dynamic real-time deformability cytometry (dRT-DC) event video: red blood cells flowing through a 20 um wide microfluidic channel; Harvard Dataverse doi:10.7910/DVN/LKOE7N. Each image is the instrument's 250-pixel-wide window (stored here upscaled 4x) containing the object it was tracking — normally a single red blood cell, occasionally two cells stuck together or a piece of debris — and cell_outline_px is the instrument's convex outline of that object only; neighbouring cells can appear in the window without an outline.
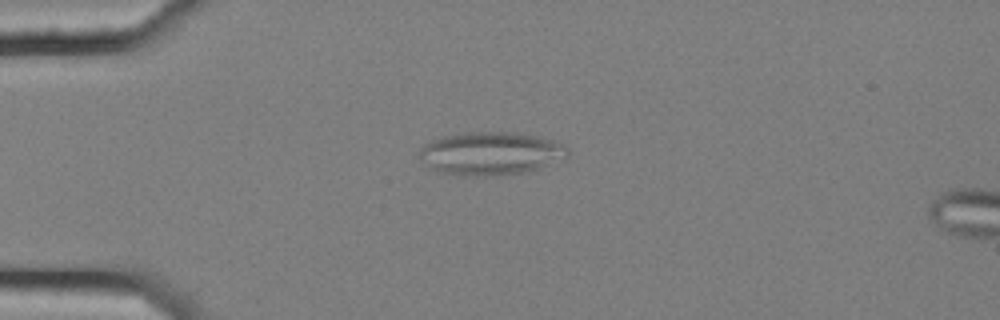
{"species": "common noctule bat (a hibernating species)", "species_latin": "Nyctalus noctula", "temperature_condition": "cold", "stored_images_in_passage": 4, "camera_frame_rate_fps": 3000, "um_per_image_px": 0.085, "animal": {"sex": "female", "body_mass_g": 25.1}, "frame": {"image": 1, "passage_image": 2, "time_ms": 0.333, "image_size_px": [1000, 320], "cell_outline_px": [[568, 156], [548, 164], [524, 172], [496, 176], [456, 176], [432, 168], [420, 156], [420, 148], [424, 144], [432, 140], [444, 136], [464, 132], [516, 132], [556, 140], [564, 144], [568, 148]], "centroid_in_image_um": [41.73, 13.03], "position_along_channel_um": 43.3, "area_um2": 37.11}}